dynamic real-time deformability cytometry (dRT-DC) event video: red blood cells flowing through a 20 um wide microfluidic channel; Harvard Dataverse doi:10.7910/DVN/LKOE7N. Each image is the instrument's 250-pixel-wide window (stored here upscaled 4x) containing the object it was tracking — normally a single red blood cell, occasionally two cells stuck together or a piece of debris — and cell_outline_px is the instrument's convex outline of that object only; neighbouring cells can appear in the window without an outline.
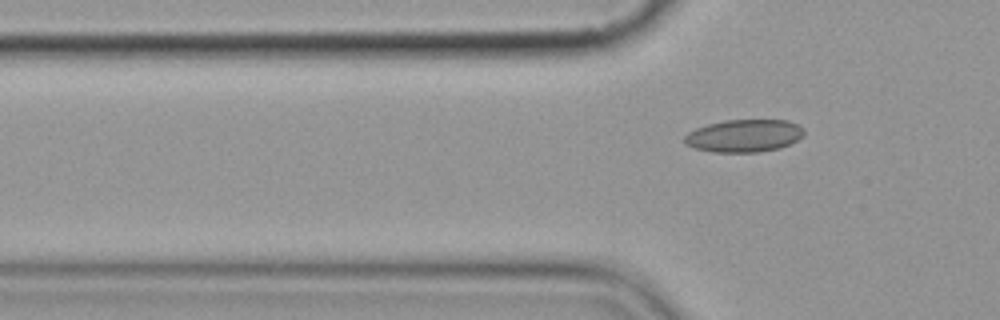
{"species": "common noctule bat (a hibernating species)", "species_latin": "Nyctalus noctula", "temperature_condition": "cold", "stored_images_in_passage": 3, "camera_frame_rate_fps": 3000, "um_per_image_px": 0.085, "animal": {"sex": "female", "body_mass_g": 19.9}, "frame": {"image": 1, "passage_image": 3, "time_ms": 2.333, "image_size_px": [1000, 320], "cell_outline_px": [[804, 136], [780, 148], [756, 152], [712, 152], [692, 148], [684, 144], [684, 136], [688, 132], [696, 128], [708, 124], [724, 120], [788, 120], [804, 128]], "centroid_in_image_um": [63.22, 11.54], "position_along_channel_um": 62.6, "area_um2": 22.83}}